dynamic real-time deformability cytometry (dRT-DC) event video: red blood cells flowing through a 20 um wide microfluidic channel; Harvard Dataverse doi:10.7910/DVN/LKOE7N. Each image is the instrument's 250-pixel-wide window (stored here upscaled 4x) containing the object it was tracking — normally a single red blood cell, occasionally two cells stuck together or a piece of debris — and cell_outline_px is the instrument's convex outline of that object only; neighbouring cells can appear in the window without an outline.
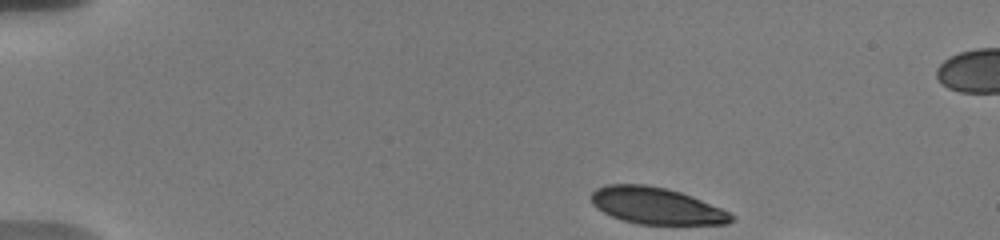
{"species": "human", "species_latin": "Homo sapiens", "temperature_condition": "warm", "stored_images_in_passage": 43, "camera_frame_rate_fps": 3000, "um_per_image_px": 0.085, "donor": {"sex": "male"}, "frame": {"image": 1, "passage_image": 1, "time_ms": 0.0, "image_size_px": [1000, 240], "cell_outline_px": [[736, 220], [728, 224], [636, 224], [612, 216], [596, 208], [592, 204], [588, 196], [596, 188], [604, 184], [644, 184], [668, 188], [692, 196], [720, 208], [736, 216]], "centroid_in_image_um": [55.76, 17.48], "position_along_channel_um": 29.2, "area_um2": 30.17}}
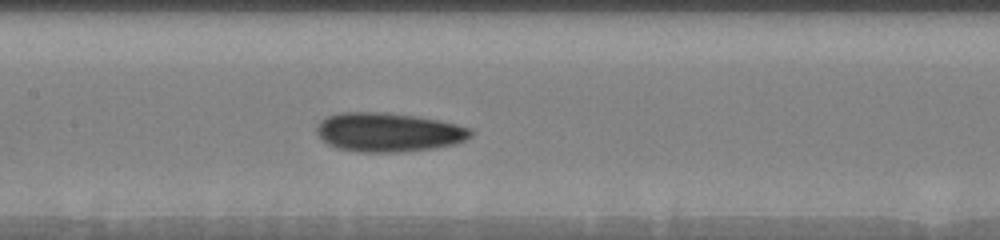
{"frame": {"image": 2, "passage_image": 20, "time_ms": 6.333, "image_size_px": [1000, 240], "cell_outline_px": [[472, 136], [464, 140], [452, 144], [432, 148], [400, 152], [356, 152], [336, 148], [328, 144], [316, 132], [316, 128], [320, 120], [328, 116], [340, 112], [384, 112], [416, 116], [440, 120], [472, 128]], "centroid_in_image_um": [33.0, 11.23], "position_along_channel_um": 174.4, "area_um2": 35.08}}
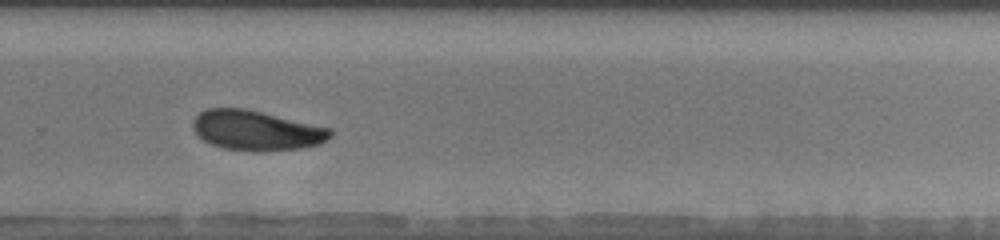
{"frame": {"image": 3, "passage_image": 31, "time_ms": 10.0, "image_size_px": [1000, 240], "cell_outline_px": [[332, 136], [320, 144], [300, 148], [264, 152], [252, 152], [224, 148], [212, 144], [204, 140], [192, 128], [192, 120], [200, 112], [208, 108], [244, 108], [332, 128]], "centroid_in_image_um": [21.8, 11.09], "position_along_channel_um": 308.0, "area_um2": 32.08}}